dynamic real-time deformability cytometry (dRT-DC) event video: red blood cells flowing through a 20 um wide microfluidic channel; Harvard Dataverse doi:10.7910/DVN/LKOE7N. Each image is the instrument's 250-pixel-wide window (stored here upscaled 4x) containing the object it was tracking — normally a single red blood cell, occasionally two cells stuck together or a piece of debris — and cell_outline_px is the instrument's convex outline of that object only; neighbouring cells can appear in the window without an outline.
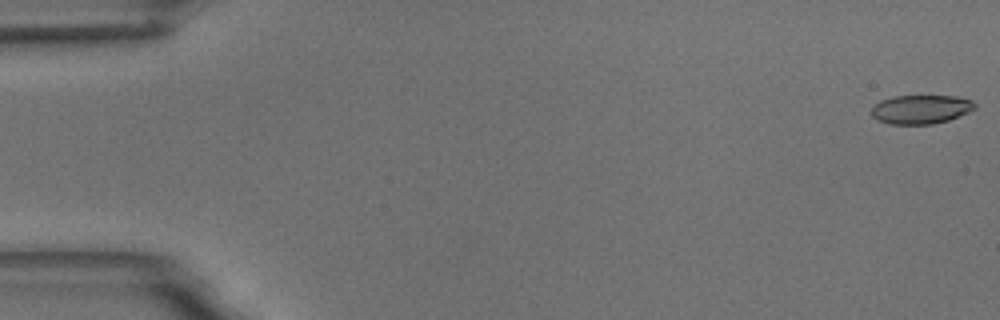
{"species": "common noctule bat (a hibernating species)", "species_latin": "Nyctalus noctula", "temperature_condition": "room temperature", "stored_images_in_passage": 52, "camera_frame_rate_fps": 3000, "um_per_image_px": 0.085, "animal": {"sex": "male", "body_mass_g": 18.8}, "frame": {"image": 1, "passage_image": 1, "time_ms": 0.0, "image_size_px": [1000, 320], "cell_outline_px": [[976, 108], [968, 112], [948, 120], [932, 124], [888, 124], [872, 116], [872, 108], [880, 100], [892, 96], [956, 96], [972, 100], [976, 104]], "centroid_in_image_um": [78.28, 9.28], "position_along_channel_um": 6.7, "area_um2": 17.34}}
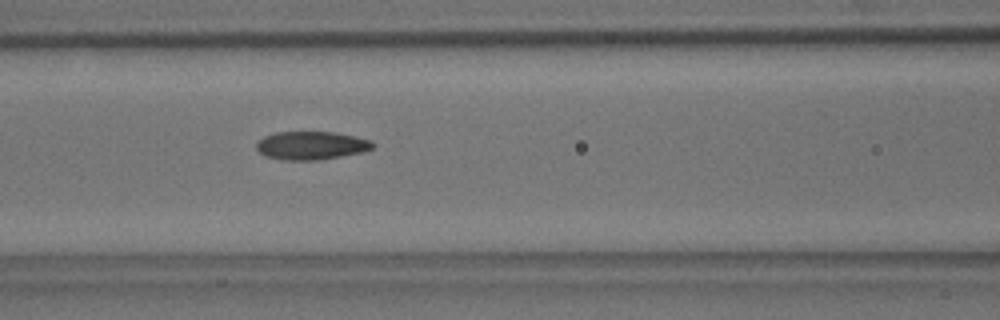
{"frame": {"image": 2, "passage_image": 24, "time_ms": 7.667, "image_size_px": [1000, 320], "cell_outline_px": [[376, 144], [372, 148], [364, 152], [320, 160], [284, 160], [264, 156], [256, 148], [256, 144], [264, 136], [276, 132], [332, 132], [372, 140]], "centroid_in_image_um": [26.47, 12.37], "position_along_channel_um": 140.1, "area_um2": 19.19}}
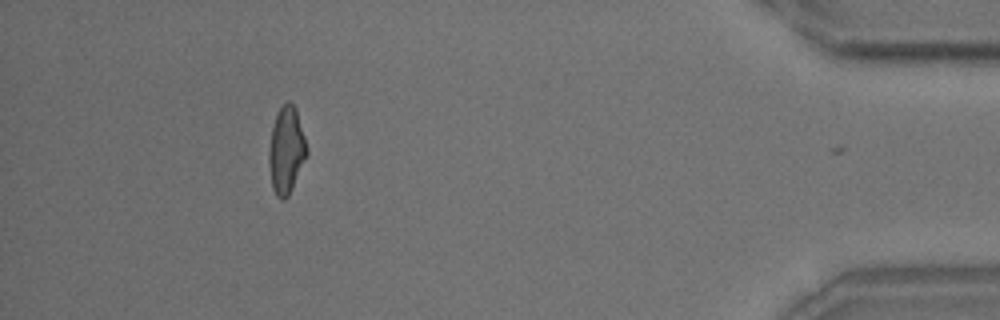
{"frame": {"image": 3, "passage_image": 51, "time_ms": 16.667, "image_size_px": [1000, 320], "cell_outline_px": [[308, 156], [288, 196], [284, 200], [280, 200], [276, 196], [272, 188], [268, 160], [268, 148], [272, 128], [276, 116], [280, 108], [288, 100], [296, 108], [308, 148]], "centroid_in_image_um": [24.34, 12.8], "position_along_channel_um": 410.9, "area_um2": 19.36}, "authors_computed_cell_mechanics": {"area_um2": 18.9295, "velocity_mm_per_s": 3.6511, "shape_relaxation_time_tau1_ms": 7.064, "shape_relaxation_time_tau2_ms": 2.3451, "deformation_change_tau1": 0.1586, "deformation_change_tau2": 0.0934}}